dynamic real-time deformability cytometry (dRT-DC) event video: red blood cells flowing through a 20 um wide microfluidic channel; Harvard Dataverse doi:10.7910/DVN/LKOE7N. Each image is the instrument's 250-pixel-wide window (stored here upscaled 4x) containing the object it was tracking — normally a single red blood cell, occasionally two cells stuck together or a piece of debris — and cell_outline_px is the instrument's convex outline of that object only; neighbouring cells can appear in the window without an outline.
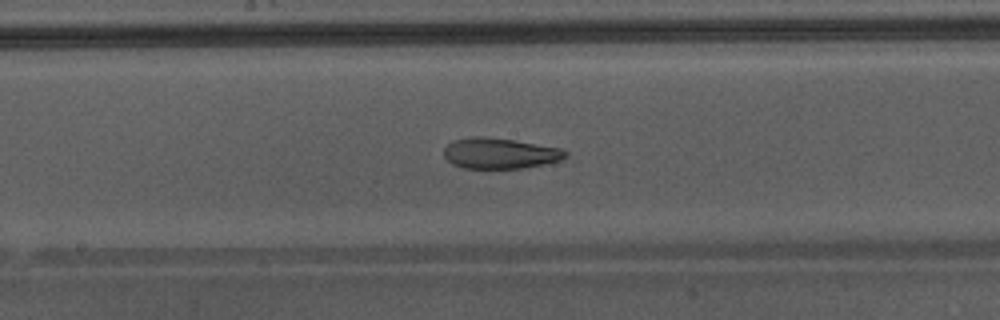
{"species": "Egyptian fruit bat (a non-hibernating species)", "species_latin": "Rousettus aegyptiacus", "temperature_condition": "warm", "stored_images_in_passage": 49, "camera_frame_rate_fps": 3000, "um_per_image_px": 0.085, "animal": {"sex": "male"}, "frame": {"image": 1, "passage_image": 28, "time_ms": 9.0, "image_size_px": [1000, 320], "cell_outline_px": [[568, 152], [560, 160], [544, 164], [520, 168], [464, 168], [452, 164], [444, 156], [444, 148], [448, 144], [456, 140], [472, 136], [476, 136], [512, 140], [560, 148]], "centroid_in_image_um": [42.45, 13.04], "position_along_channel_um": 205.7, "area_um2": 21.33}, "authors_computed_cell_mechanics": {"area_um2": 26.8192, "velocity_mm_per_s": 4.3123, "shape_relaxation_time_tau1_ms": null, "shape_relaxation_time_tau2_ms": 1.426, "deformation_change_tau1": null, "deformation_change_tau2": 0.0762}}